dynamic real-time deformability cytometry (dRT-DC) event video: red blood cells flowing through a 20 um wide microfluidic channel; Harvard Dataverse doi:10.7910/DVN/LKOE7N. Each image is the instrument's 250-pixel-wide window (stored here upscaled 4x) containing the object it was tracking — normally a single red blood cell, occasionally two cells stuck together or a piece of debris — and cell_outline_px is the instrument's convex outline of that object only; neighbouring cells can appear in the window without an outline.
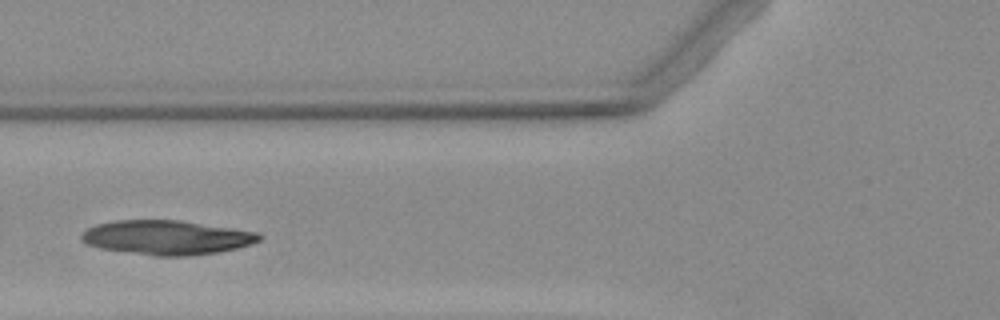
{"species": "Egyptian fruit bat (a non-hibernating species)", "species_latin": "Rousettus aegyptiacus", "temperature_condition": "warm", "stored_images_in_passage": 3, "camera_frame_rate_fps": 3000, "um_per_image_px": 0.085, "animal": {"sex": "female"}, "frame": {"image": 1, "passage_image": 3, "time_ms": 2.333, "image_size_px": [1000, 320], "cell_outline_px": [[264, 236], [260, 240], [252, 244], [236, 248], [216, 252], [188, 256], [156, 256], [100, 248], [88, 244], [80, 240], [80, 236], [88, 228], [96, 224], [116, 220], [176, 220], [260, 232]], "centroid_in_image_um": [14.19, 20.18], "position_along_channel_um": 111.6, "area_um2": 35.43}}